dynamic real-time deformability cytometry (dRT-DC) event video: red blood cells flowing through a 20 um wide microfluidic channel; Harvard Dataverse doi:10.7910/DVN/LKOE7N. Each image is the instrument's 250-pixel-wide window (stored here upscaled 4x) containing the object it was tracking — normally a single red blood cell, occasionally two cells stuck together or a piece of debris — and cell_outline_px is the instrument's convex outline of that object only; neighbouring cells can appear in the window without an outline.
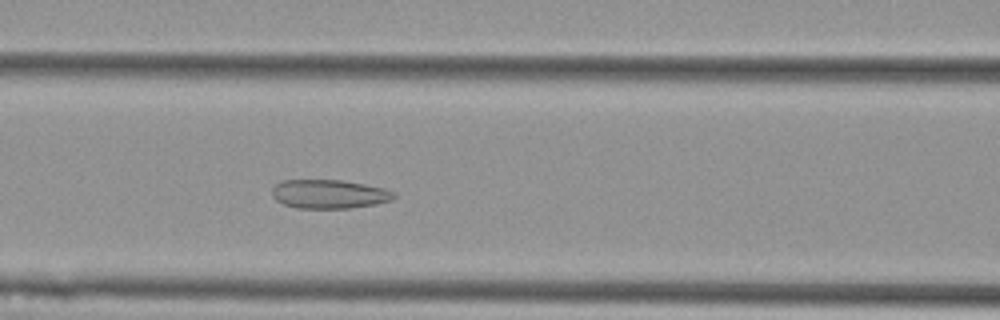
{"species": "Egyptian fruit bat (a non-hibernating species)", "species_latin": "Rousettus aegyptiacus", "temperature_condition": "cold", "stored_images_in_passage": 36, "camera_frame_rate_fps": 3000, "um_per_image_px": 0.085, "animal": {"sex": "female"}, "frame": {"image": 1, "passage_image": 13, "time_ms": 4.0, "image_size_px": [1000, 320], "cell_outline_px": [[396, 196], [392, 200], [376, 204], [348, 208], [296, 208], [284, 204], [276, 200], [272, 196], [272, 188], [276, 184], [284, 180], [340, 180], [364, 184], [384, 188], [396, 192]], "centroid_in_image_um": [27.99, 16.49], "position_along_channel_um": 138.6, "area_um2": 20.52}}
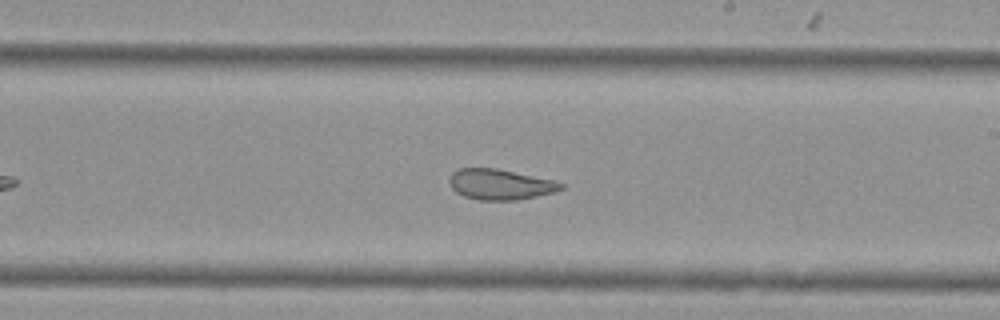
{"frame": {"image": 2, "passage_image": 22, "time_ms": 7.0, "image_size_px": [1000, 320], "cell_outline_px": [[564, 188], [552, 192], [536, 196], [516, 200], [480, 200], [464, 196], [456, 192], [452, 188], [448, 180], [452, 172], [460, 168], [496, 168], [552, 180], [564, 184]], "centroid_in_image_um": [42.47, 15.67], "position_along_channel_um": 246.5, "area_um2": 19.65}}
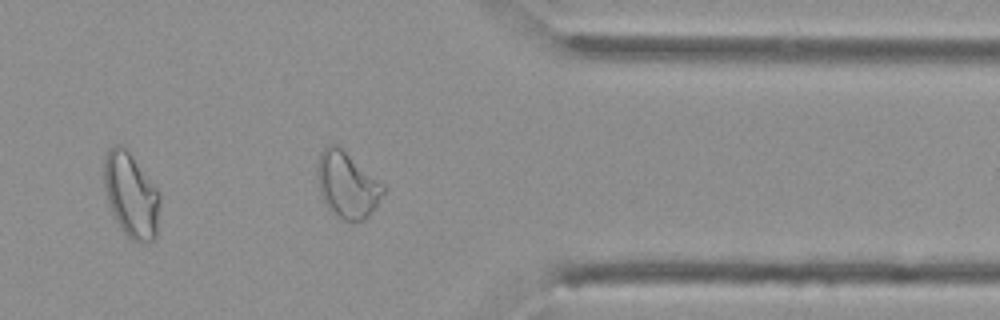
{"frame": {"image": 3, "passage_image": 34, "time_ms": 11.0, "image_size_px": [1000, 320], "cell_outline_px": [[388, 188], [368, 216], [364, 220], [344, 220], [336, 216], [324, 204], [320, 196], [316, 172], [316, 164], [320, 152], [328, 144], [336, 144], [384, 184]], "centroid_in_image_um": [29.48, 15.71], "position_along_channel_um": 381.9, "area_um2": 25.49}, "authors_computed_cell_mechanics": {"area_um2": 21.2704, "velocity_mm_per_s": 3.616, "shape_relaxation_time_tau1_ms": null, "shape_relaxation_time_tau2_ms": 1.8786, "deformation_change_tau1": null, "deformation_change_tau2": 0.0921}}